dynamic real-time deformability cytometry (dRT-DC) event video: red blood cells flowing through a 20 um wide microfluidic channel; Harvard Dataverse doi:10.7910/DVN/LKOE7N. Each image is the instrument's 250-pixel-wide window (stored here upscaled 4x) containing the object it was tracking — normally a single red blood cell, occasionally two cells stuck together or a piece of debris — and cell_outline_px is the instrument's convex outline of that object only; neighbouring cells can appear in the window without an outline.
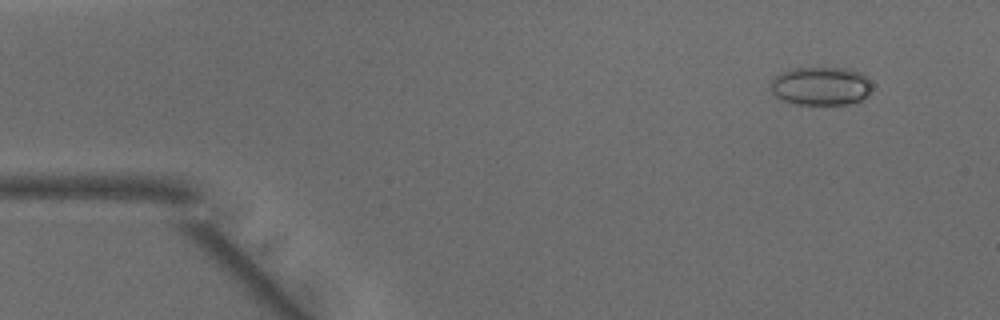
{"species": "common noctule bat (a hibernating species)", "species_latin": "Nyctalus noctula", "temperature_condition": "warm", "stored_images_in_passage": 49, "camera_frame_rate_fps": 3000, "um_per_image_px": 0.085, "animal": {"sex": "male", "body_mass_g": 15.6}, "frame": {"image": 1, "passage_image": 5, "time_ms": 1.333, "image_size_px": [1000, 320], "cell_outline_px": [[872, 92], [860, 100], [848, 104], [796, 104], [784, 100], [776, 96], [772, 92], [772, 80], [780, 72], [792, 68], [848, 68], [860, 72], [872, 84]], "centroid_in_image_um": [69.8, 7.31], "position_along_channel_um": 15.2, "area_um2": 22.66}}
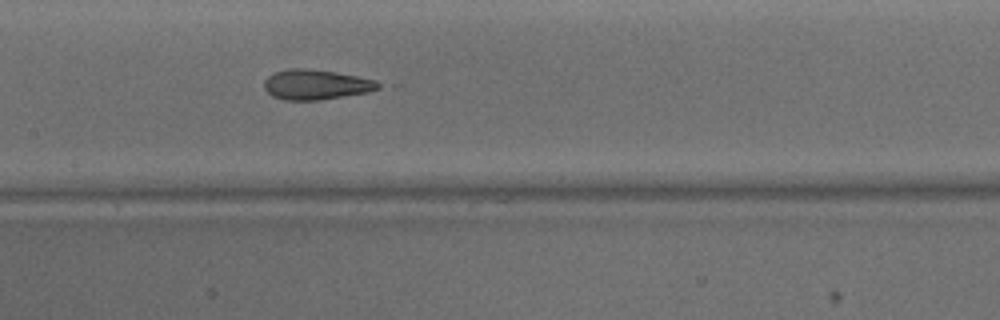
{"frame": {"image": 2, "passage_image": 24, "time_ms": 7.667, "image_size_px": [1000, 320], "cell_outline_px": [[384, 84], [380, 88], [368, 92], [320, 100], [284, 100], [272, 96], [264, 88], [264, 80], [268, 76], [276, 72], [288, 68], [308, 68], [336, 72], [376, 80]], "centroid_in_image_um": [26.88, 7.19], "position_along_channel_um": 180.5, "area_um2": 20.11}}
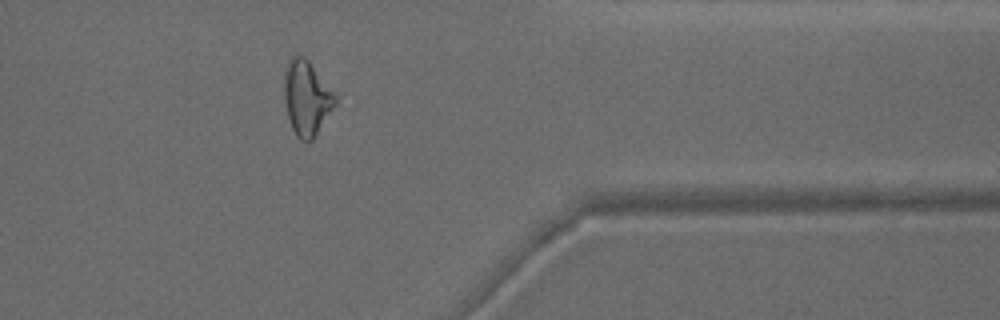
{"frame": {"image": 3, "passage_image": 40, "time_ms": 13.0, "image_size_px": [1000, 320], "cell_outline_px": [[336, 104], [312, 140], [308, 144], [300, 140], [296, 136], [292, 128], [288, 116], [284, 96], [284, 76], [288, 60], [292, 56], [304, 56], [308, 60], [336, 96]], "centroid_in_image_um": [26.05, 8.35], "position_along_channel_um": 385.4, "area_um2": 21.91}, "authors_computed_cell_mechanics": {"area_um2": 21.675, "velocity_mm_per_s": 4.1525, "shape_relaxation_time_tau1_ms": 9.7819, "shape_relaxation_time_tau2_ms": 1.2839, "deformation_change_tau1": 0.2528, "deformation_change_tau2": 0.0943}}